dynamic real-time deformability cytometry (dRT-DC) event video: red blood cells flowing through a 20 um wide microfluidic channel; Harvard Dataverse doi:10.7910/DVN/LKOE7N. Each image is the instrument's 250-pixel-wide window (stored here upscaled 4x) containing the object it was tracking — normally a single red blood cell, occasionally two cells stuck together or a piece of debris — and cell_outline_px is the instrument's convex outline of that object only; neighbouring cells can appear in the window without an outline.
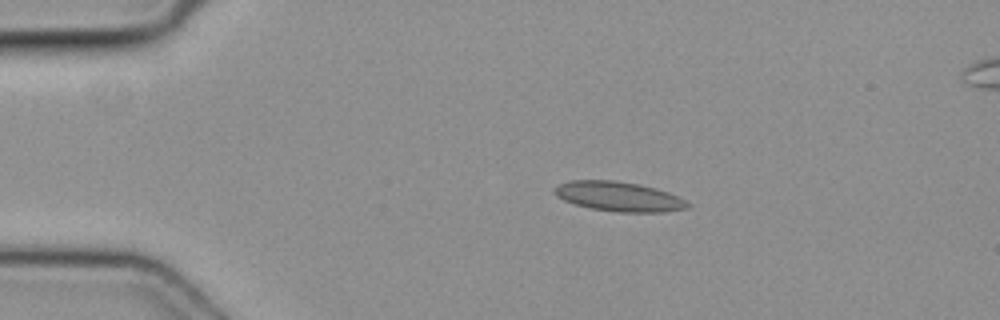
{"species": "common noctule bat (a hibernating species)", "species_latin": "Nyctalus noctula", "temperature_condition": "cold", "stored_images_in_passage": 49, "camera_frame_rate_fps": 3000, "um_per_image_px": 0.085, "animal": {"sex": "female", "body_mass_g": 19.3, "forearm_length_mm": 54.1}, "frame": {"image": 1, "passage_image": 9, "time_ms": 2.667, "image_size_px": [1000, 320], "cell_outline_px": [[692, 204], [688, 208], [664, 212], [620, 212], [592, 208], [576, 204], [564, 200], [556, 196], [552, 192], [552, 188], [560, 184], [572, 180], [616, 180], [640, 184], [656, 188], [668, 192]], "centroid_in_image_um": [52.59, 16.69], "position_along_channel_um": 32.4, "area_um2": 23.0}}
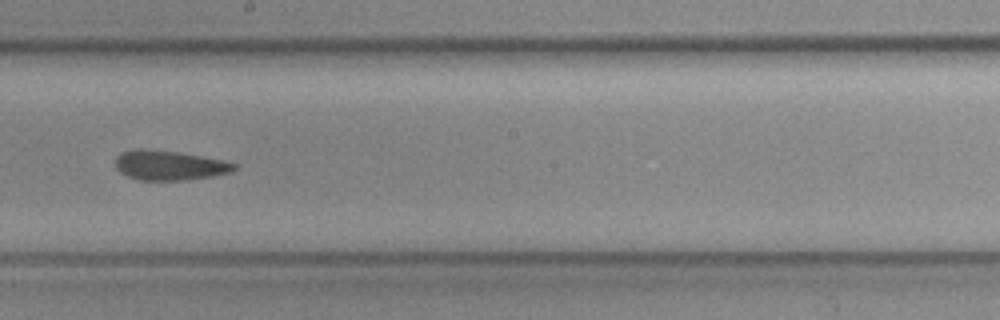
{"frame": {"image": 2, "passage_image": 27, "time_ms": 8.667, "image_size_px": [1000, 320], "cell_outline_px": [[236, 168], [232, 172], [212, 176], [188, 180], [140, 180], [128, 176], [120, 172], [116, 168], [116, 156], [120, 152], [140, 148], [176, 152], [200, 156], [220, 160], [236, 164]], "centroid_in_image_um": [14.36, 14.06], "position_along_channel_um": 233.8, "area_um2": 20.35}}
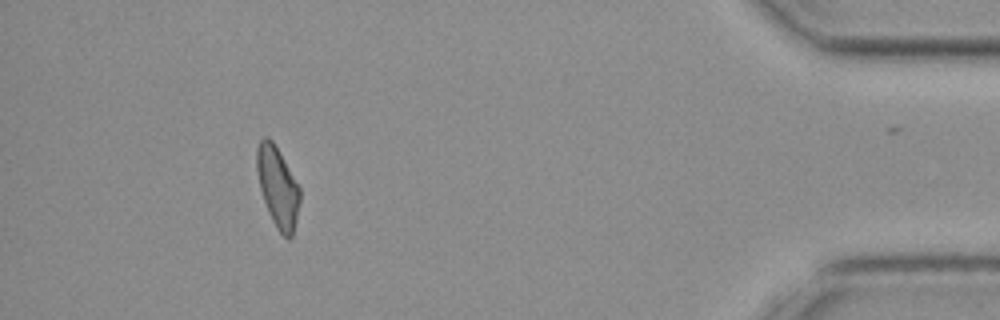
{"frame": {"image": 3, "passage_image": 44, "time_ms": 14.333, "image_size_px": [1000, 320], "cell_outline_px": [[300, 200], [296, 220], [292, 236], [288, 240], [276, 228], [268, 212], [260, 188], [256, 168], [256, 148], [260, 140], [264, 136], [268, 136], [272, 140], [280, 152], [300, 188]], "centroid_in_image_um": [23.59, 15.87], "position_along_channel_um": 411.6, "area_um2": 20.17}}